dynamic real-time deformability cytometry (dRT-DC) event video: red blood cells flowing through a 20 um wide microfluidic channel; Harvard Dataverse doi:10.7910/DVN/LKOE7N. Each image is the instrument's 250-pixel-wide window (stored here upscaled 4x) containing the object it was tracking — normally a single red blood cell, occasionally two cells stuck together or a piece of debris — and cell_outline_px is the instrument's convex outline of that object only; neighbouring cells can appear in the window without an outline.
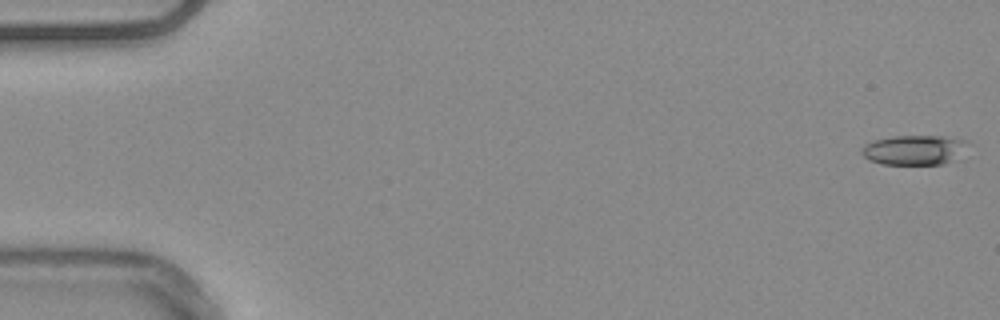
{"species": "common noctule bat (a hibernating species)", "species_latin": "Nyctalus noctula", "temperature_condition": "warm", "stored_images_in_passage": 54, "camera_frame_rate_fps": 3000, "um_per_image_px": 0.085, "animal": {"sex": "male", "body_mass_g": 20.4}, "frame": {"image": 1, "passage_image": 1, "time_ms": 0.0, "image_size_px": [1000, 320], "cell_outline_px": [[972, 144], [948, 160], [940, 164], [884, 164], [868, 160], [860, 152], [864, 144], [872, 140], [892, 136], [944, 136], [968, 140]], "centroid_in_image_um": [77.65, 12.72], "position_along_channel_um": 7.3, "area_um2": 18.26}}
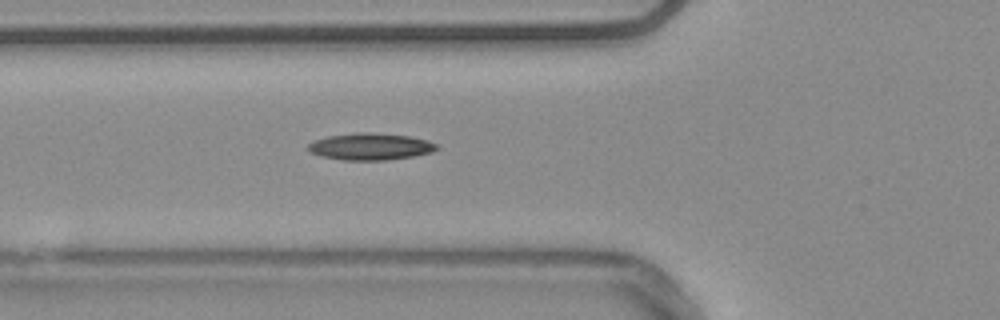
{"frame": {"image": 2, "passage_image": 20, "time_ms": 6.333, "image_size_px": [1000, 320], "cell_outline_px": [[440, 148], [432, 152], [412, 156], [384, 160], [344, 160], [324, 156], [312, 152], [308, 148], [308, 144], [316, 140], [328, 136], [356, 132], [368, 132], [408, 136], [428, 140], [440, 144]], "centroid_in_image_um": [31.56, 12.45], "position_along_channel_um": 94.2, "area_um2": 19.94}}
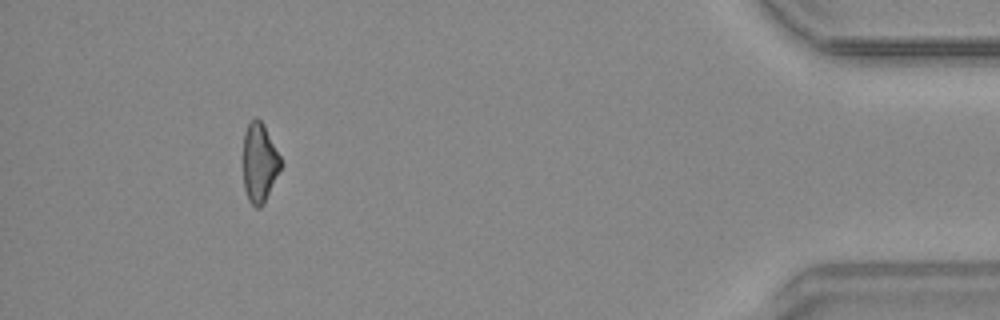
{"frame": {"image": 3, "passage_image": 50, "time_ms": 16.333, "image_size_px": [1000, 320], "cell_outline_px": [[284, 164], [264, 204], [260, 208], [256, 208], [248, 200], [244, 188], [244, 132], [248, 124], [252, 120], [260, 120], [264, 124]], "centroid_in_image_um": [22.08, 13.88], "position_along_channel_um": 413.1, "area_um2": 17.46}}